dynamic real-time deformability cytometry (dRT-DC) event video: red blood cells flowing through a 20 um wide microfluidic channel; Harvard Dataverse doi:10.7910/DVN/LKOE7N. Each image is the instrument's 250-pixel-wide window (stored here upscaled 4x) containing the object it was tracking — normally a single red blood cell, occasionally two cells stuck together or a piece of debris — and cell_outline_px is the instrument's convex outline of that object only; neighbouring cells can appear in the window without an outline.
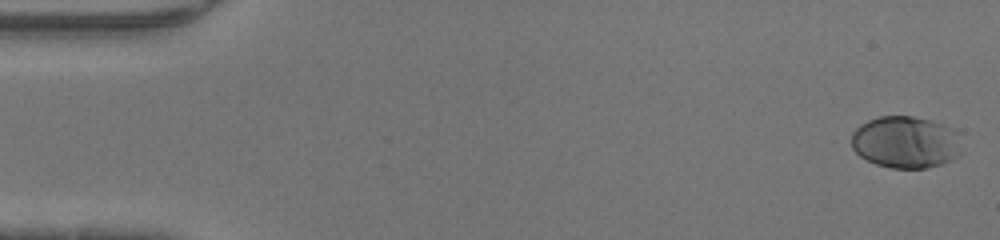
{"species": "human", "species_latin": "Homo sapiens", "temperature_condition": "warm", "stored_images_in_passage": 47, "camera_frame_rate_fps": 3000, "um_per_image_px": 0.085, "donor": {"sex": "male"}, "frame": {"image": 1, "passage_image": 1, "time_ms": 0.0, "image_size_px": [1000, 240], "cell_outline_px": [[964, 152], [960, 156], [940, 164], [924, 168], [892, 168], [876, 164], [860, 156], [852, 148], [852, 132], [860, 124], [868, 120], [880, 116], [912, 116], [932, 120], [956, 128]], "centroid_in_image_um": [77.03, 12.07], "position_along_channel_um": 8.0, "area_um2": 33.93}}
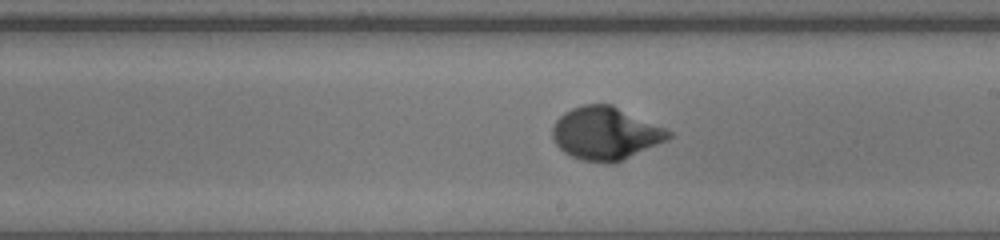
{"frame": {"image": 2, "passage_image": 27, "time_ms": 8.667, "image_size_px": [1000, 240], "cell_outline_px": [[676, 136], [668, 140], [624, 160], [608, 164], [580, 160], [564, 152], [556, 144], [552, 136], [552, 124], [564, 112], [572, 108], [584, 104], [612, 104], [676, 132]], "centroid_in_image_um": [51.53, 11.34], "position_along_channel_um": 237.5, "area_um2": 36.41}}
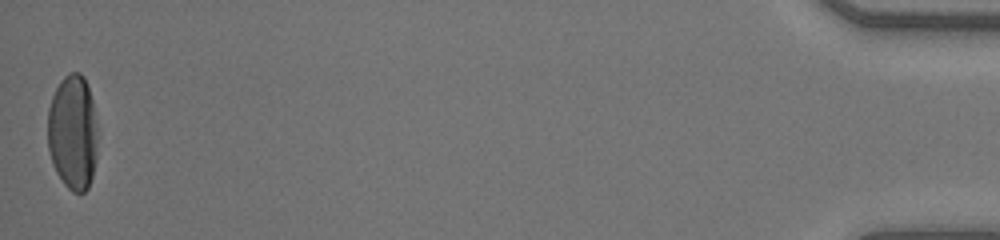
{"frame": {"image": 3, "passage_image": 47, "time_ms": 15.333, "image_size_px": [1000, 240], "cell_outline_px": [[96, 160], [92, 176], [88, 188], [84, 192], [72, 192], [64, 184], [56, 172], [52, 164], [48, 148], [48, 108], [52, 96], [60, 80], [68, 72], [80, 72], [84, 76], [92, 100], [96, 124]], "centroid_in_image_um": [6.17, 11.25], "position_along_channel_um": 429.0, "area_um2": 33.64}}